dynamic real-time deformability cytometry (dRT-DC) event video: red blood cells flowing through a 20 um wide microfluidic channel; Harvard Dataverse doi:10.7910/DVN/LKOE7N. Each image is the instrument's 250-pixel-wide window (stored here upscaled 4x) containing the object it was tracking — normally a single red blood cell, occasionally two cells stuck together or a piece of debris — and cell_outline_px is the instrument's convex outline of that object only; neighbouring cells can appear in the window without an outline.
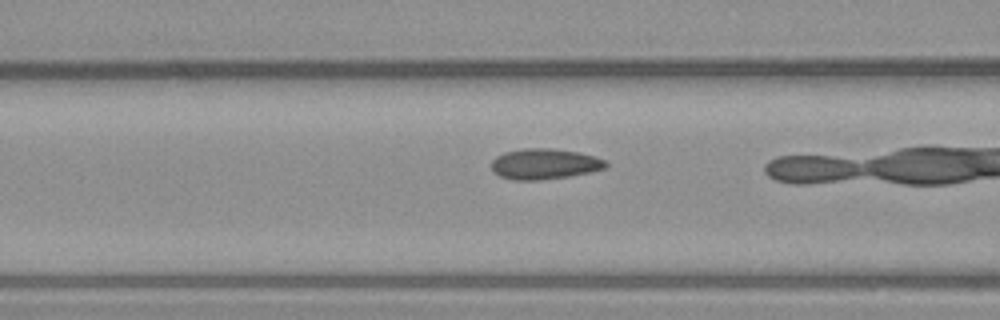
{"species": "common noctule bat (a hibernating species)", "species_latin": "Nyctalus noctula", "temperature_condition": "warm", "stored_images_in_passage": 20, "camera_frame_rate_fps": 3000, "um_per_image_px": 0.085, "animal": {"sex": "male", "body_mass_g": 23.1, "forearm_length_mm": 52.7}, "frame": {"image": 1, "passage_image": 19, "time_ms": 6.0, "image_size_px": [1000, 320], "cell_outline_px": [[608, 164], [604, 168], [588, 172], [568, 176], [540, 180], [512, 180], [500, 176], [492, 168], [492, 160], [496, 156], [504, 152], [524, 148], [552, 148], [576, 152], [592, 156], [604, 160]], "centroid_in_image_um": [46.23, 13.93], "position_along_channel_um": 120.4, "area_um2": 20.11}}